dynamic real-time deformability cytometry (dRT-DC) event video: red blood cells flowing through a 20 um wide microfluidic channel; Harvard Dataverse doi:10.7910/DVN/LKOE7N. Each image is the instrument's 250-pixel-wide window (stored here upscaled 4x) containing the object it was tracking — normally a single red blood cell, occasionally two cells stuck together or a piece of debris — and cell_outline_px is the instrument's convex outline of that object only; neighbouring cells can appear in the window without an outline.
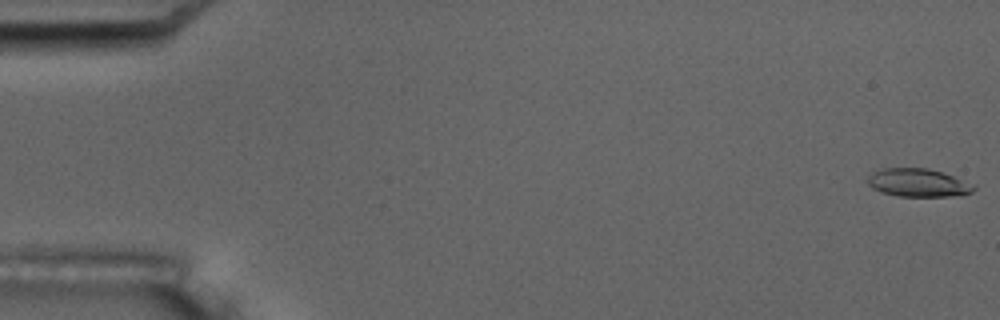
{"species": "common noctule bat (a hibernating species)", "species_latin": "Nyctalus noctula", "temperature_condition": "room temperature", "stored_images_in_passage": 7, "camera_frame_rate_fps": 3000, "um_per_image_px": 0.085, "animal": {"sex": "male", "body_mass_g": 17.5, "forearm_length_mm": 52.3}, "frame": {"image": 1, "passage_image": 1, "time_ms": 0.0, "image_size_px": [1000, 320], "cell_outline_px": [[976, 188], [972, 192], [960, 196], [896, 196], [880, 192], [872, 188], [868, 184], [868, 176], [872, 172], [884, 168], [928, 168], [944, 172], [976, 184]], "centroid_in_image_um": [78.09, 15.53], "position_along_channel_um": 6.9, "area_um2": 17.74}}
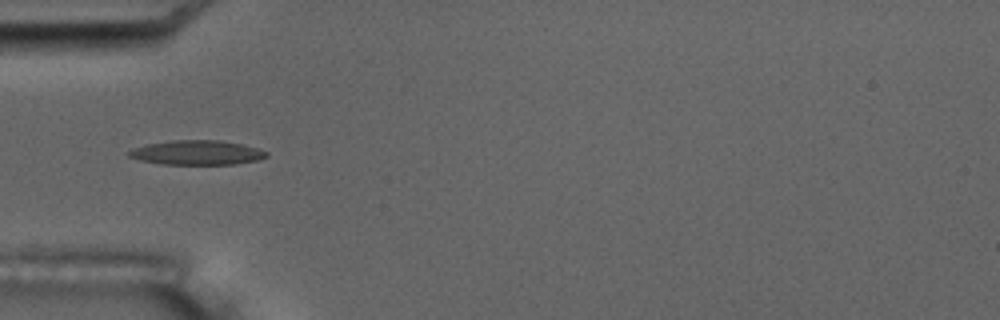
{"frame": {"image": 2, "passage_image": 6, "time_ms": 6.0, "image_size_px": [1000, 320], "cell_outline_px": [[268, 156], [256, 160], [236, 164], [160, 164], [140, 160], [128, 156], [128, 152], [132, 148], [144, 144], [172, 140], [220, 140], [240, 144], [256, 148], [268, 152]], "centroid_in_image_um": [16.69, 12.97], "position_along_channel_um": 68.3, "area_um2": 19.59}}